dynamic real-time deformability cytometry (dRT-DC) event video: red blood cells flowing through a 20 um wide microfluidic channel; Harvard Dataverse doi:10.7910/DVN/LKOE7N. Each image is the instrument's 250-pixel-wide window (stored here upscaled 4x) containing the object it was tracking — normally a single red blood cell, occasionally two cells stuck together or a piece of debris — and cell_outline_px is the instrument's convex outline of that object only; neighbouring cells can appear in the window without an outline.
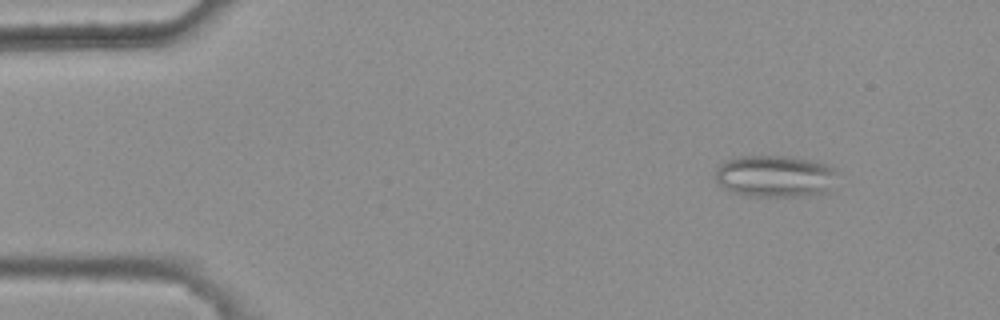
{"species": "common noctule bat (a hibernating species)", "species_latin": "Nyctalus noctula", "temperature_condition": "warm", "stored_images_in_passage": 6, "camera_frame_rate_fps": 3000, "um_per_image_px": 0.085, "animal": {"sex": "female", "body_mass_g": 25.1}, "frame": {"image": 1, "passage_image": 2, "time_ms": 0.333, "image_size_px": [1000, 320], "cell_outline_px": [[836, 172], [828, 192], [804, 196], [748, 196], [732, 192], [724, 188], [716, 180], [716, 168], [720, 164], [728, 160], [740, 156], [792, 156], [816, 160], [832, 168]], "centroid_in_image_um": [65.86, 14.97], "position_along_channel_um": 19.1, "area_um2": 29.77}}